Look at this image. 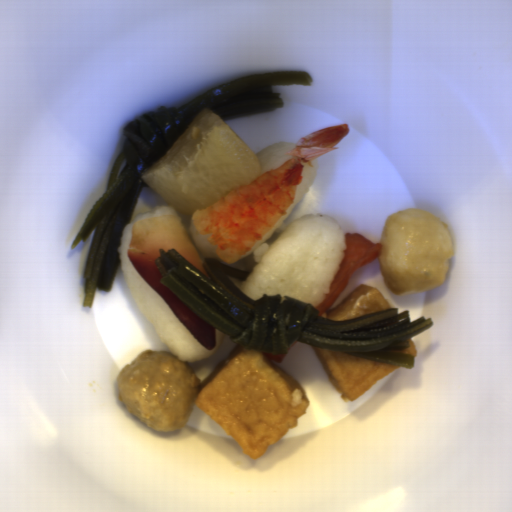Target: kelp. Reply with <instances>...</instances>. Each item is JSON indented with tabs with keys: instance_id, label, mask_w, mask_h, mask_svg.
<instances>
[{
	"instance_id": "99668d17",
	"label": "kelp",
	"mask_w": 512,
	"mask_h": 512,
	"mask_svg": "<svg viewBox=\"0 0 512 512\" xmlns=\"http://www.w3.org/2000/svg\"><path fill=\"white\" fill-rule=\"evenodd\" d=\"M159 251L155 262L161 285L232 343L261 352L287 354L300 341L411 370L414 354L393 351L408 350L409 339L434 325L432 317L411 321L409 309L399 313V307L344 321L326 319L310 303L285 295L282 302L280 293L250 297L229 278L245 281L253 273L207 257L201 266L210 279L175 249Z\"/></svg>"
},
{
	"instance_id": "cf089659",
	"label": "kelp",
	"mask_w": 512,
	"mask_h": 512,
	"mask_svg": "<svg viewBox=\"0 0 512 512\" xmlns=\"http://www.w3.org/2000/svg\"><path fill=\"white\" fill-rule=\"evenodd\" d=\"M307 70L258 73L223 82L180 107L160 106L131 120L122 128L125 141L117 156L103 194L90 208L71 241L72 250L95 230L83 278L82 306L91 307L99 291L111 292L122 257L118 252L124 228L131 223L143 187L145 169L157 162L176 143L190 122L204 109L221 119L284 109L282 93L273 86H312Z\"/></svg>"
}]
</instances>
